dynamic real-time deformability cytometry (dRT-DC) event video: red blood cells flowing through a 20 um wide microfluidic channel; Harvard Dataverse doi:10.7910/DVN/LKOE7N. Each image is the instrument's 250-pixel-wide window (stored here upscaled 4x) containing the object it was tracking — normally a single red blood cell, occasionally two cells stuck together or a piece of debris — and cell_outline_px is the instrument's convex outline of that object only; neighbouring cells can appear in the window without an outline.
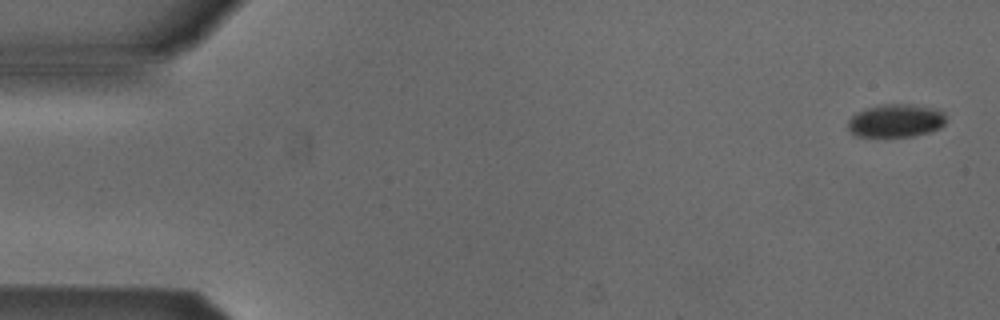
{"species": "Egyptian fruit bat (a non-hibernating species)", "species_latin": "Rousettus aegyptiacus", "temperature_condition": "cold", "stored_images_in_passage": 5, "camera_frame_rate_fps": 3000, "um_per_image_px": 0.085, "animal": {"sex": "male"}, "frame": {"image": 1, "passage_image": 1, "time_ms": 0.0, "image_size_px": [1000, 320], "cell_outline_px": [[944, 124], [940, 128], [928, 132], [912, 136], [856, 136], [848, 128], [848, 120], [856, 112], [864, 108], [884, 104], [912, 104], [936, 108], [944, 112]], "centroid_in_image_um": [76.14, 10.24], "position_along_channel_um": 8.9, "area_um2": 18.9}}
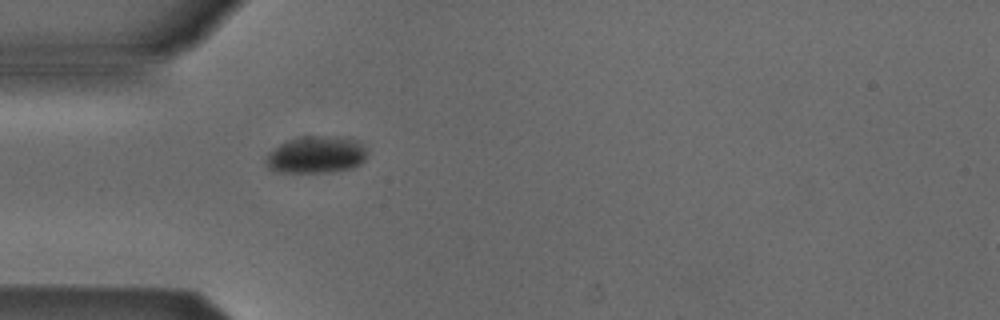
{"frame": {"image": 2, "passage_image": 5, "time_ms": 1.333, "image_size_px": [1000, 320], "cell_outline_px": [[364, 160], [360, 164], [352, 168], [332, 172], [276, 172], [268, 168], [264, 164], [264, 160], [268, 152], [272, 148], [288, 140], [304, 136], [340, 136], [356, 140], [364, 148]], "centroid_in_image_um": [26.8, 13.16], "position_along_channel_um": 58.2, "area_um2": 21.96}}